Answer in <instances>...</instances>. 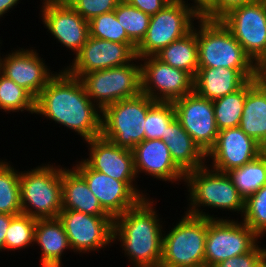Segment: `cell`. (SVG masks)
<instances>
[{
    "label": "cell",
    "instance_id": "6da1fadb",
    "mask_svg": "<svg viewBox=\"0 0 266 267\" xmlns=\"http://www.w3.org/2000/svg\"><path fill=\"white\" fill-rule=\"evenodd\" d=\"M35 99V114L54 121L83 141L101 135L102 110L86 95L79 78L57 70Z\"/></svg>",
    "mask_w": 266,
    "mask_h": 267
},
{
    "label": "cell",
    "instance_id": "7a4b0ae2",
    "mask_svg": "<svg viewBox=\"0 0 266 267\" xmlns=\"http://www.w3.org/2000/svg\"><path fill=\"white\" fill-rule=\"evenodd\" d=\"M150 198L141 199L134 207L114 218L113 243H121L122 252L132 267H160L166 225L157 213V203Z\"/></svg>",
    "mask_w": 266,
    "mask_h": 267
},
{
    "label": "cell",
    "instance_id": "3957f363",
    "mask_svg": "<svg viewBox=\"0 0 266 267\" xmlns=\"http://www.w3.org/2000/svg\"><path fill=\"white\" fill-rule=\"evenodd\" d=\"M183 186L187 188L188 206L185 213L207 219H220L214 217L206 209L237 212L240 217L244 210V198L240 195L232 180L225 172L210 169L208 164L187 172ZM206 208V209H203ZM205 210V211H204Z\"/></svg>",
    "mask_w": 266,
    "mask_h": 267
},
{
    "label": "cell",
    "instance_id": "277c9868",
    "mask_svg": "<svg viewBox=\"0 0 266 267\" xmlns=\"http://www.w3.org/2000/svg\"><path fill=\"white\" fill-rule=\"evenodd\" d=\"M198 67L239 70L248 80L259 78L257 65L220 20L197 22Z\"/></svg>",
    "mask_w": 266,
    "mask_h": 267
},
{
    "label": "cell",
    "instance_id": "5b68a950",
    "mask_svg": "<svg viewBox=\"0 0 266 267\" xmlns=\"http://www.w3.org/2000/svg\"><path fill=\"white\" fill-rule=\"evenodd\" d=\"M51 164L20 171L22 214L36 219L58 217L62 210V166Z\"/></svg>",
    "mask_w": 266,
    "mask_h": 267
},
{
    "label": "cell",
    "instance_id": "8992f818",
    "mask_svg": "<svg viewBox=\"0 0 266 267\" xmlns=\"http://www.w3.org/2000/svg\"><path fill=\"white\" fill-rule=\"evenodd\" d=\"M175 224L163 230L160 267H205L207 218L184 212Z\"/></svg>",
    "mask_w": 266,
    "mask_h": 267
},
{
    "label": "cell",
    "instance_id": "52a82bcc",
    "mask_svg": "<svg viewBox=\"0 0 266 267\" xmlns=\"http://www.w3.org/2000/svg\"><path fill=\"white\" fill-rule=\"evenodd\" d=\"M156 102L146 94L119 100L102 110L101 135L115 145L132 150L144 141L147 111Z\"/></svg>",
    "mask_w": 266,
    "mask_h": 267
},
{
    "label": "cell",
    "instance_id": "ba28073f",
    "mask_svg": "<svg viewBox=\"0 0 266 267\" xmlns=\"http://www.w3.org/2000/svg\"><path fill=\"white\" fill-rule=\"evenodd\" d=\"M79 79L86 95L103 110L109 104L141 93V62L136 57L124 66L83 74Z\"/></svg>",
    "mask_w": 266,
    "mask_h": 267
},
{
    "label": "cell",
    "instance_id": "9c48e42d",
    "mask_svg": "<svg viewBox=\"0 0 266 267\" xmlns=\"http://www.w3.org/2000/svg\"><path fill=\"white\" fill-rule=\"evenodd\" d=\"M199 18L190 6L172 0L150 17L147 33L136 48V56H155L162 48L188 34Z\"/></svg>",
    "mask_w": 266,
    "mask_h": 267
},
{
    "label": "cell",
    "instance_id": "30bf717a",
    "mask_svg": "<svg viewBox=\"0 0 266 267\" xmlns=\"http://www.w3.org/2000/svg\"><path fill=\"white\" fill-rule=\"evenodd\" d=\"M229 218L223 216L220 219H207L205 267H215L218 263L243 255L258 243L261 244L262 239L242 220Z\"/></svg>",
    "mask_w": 266,
    "mask_h": 267
},
{
    "label": "cell",
    "instance_id": "8fae6325",
    "mask_svg": "<svg viewBox=\"0 0 266 267\" xmlns=\"http://www.w3.org/2000/svg\"><path fill=\"white\" fill-rule=\"evenodd\" d=\"M72 167L85 179L90 191L97 197L101 207L114 219L134 207L149 193L139 189L137 181H119L91 169L82 159Z\"/></svg>",
    "mask_w": 266,
    "mask_h": 267
},
{
    "label": "cell",
    "instance_id": "7c38bea8",
    "mask_svg": "<svg viewBox=\"0 0 266 267\" xmlns=\"http://www.w3.org/2000/svg\"><path fill=\"white\" fill-rule=\"evenodd\" d=\"M57 218L65 229L74 253H99L113 244L114 219L111 216H95L62 209Z\"/></svg>",
    "mask_w": 266,
    "mask_h": 267
},
{
    "label": "cell",
    "instance_id": "4fadbf2b",
    "mask_svg": "<svg viewBox=\"0 0 266 267\" xmlns=\"http://www.w3.org/2000/svg\"><path fill=\"white\" fill-rule=\"evenodd\" d=\"M219 20L256 65L266 56V9L260 0L235 7Z\"/></svg>",
    "mask_w": 266,
    "mask_h": 267
},
{
    "label": "cell",
    "instance_id": "5bb4252c",
    "mask_svg": "<svg viewBox=\"0 0 266 267\" xmlns=\"http://www.w3.org/2000/svg\"><path fill=\"white\" fill-rule=\"evenodd\" d=\"M139 61L141 93L155 102H174L193 92L194 78L188 72L165 64L155 56L139 58Z\"/></svg>",
    "mask_w": 266,
    "mask_h": 267
},
{
    "label": "cell",
    "instance_id": "9a60e30c",
    "mask_svg": "<svg viewBox=\"0 0 266 267\" xmlns=\"http://www.w3.org/2000/svg\"><path fill=\"white\" fill-rule=\"evenodd\" d=\"M39 19L56 42L75 57L90 36L89 21L80 16L65 0H40ZM42 17V18H41Z\"/></svg>",
    "mask_w": 266,
    "mask_h": 267
},
{
    "label": "cell",
    "instance_id": "2e32d148",
    "mask_svg": "<svg viewBox=\"0 0 266 267\" xmlns=\"http://www.w3.org/2000/svg\"><path fill=\"white\" fill-rule=\"evenodd\" d=\"M135 44H124L88 37L72 63L64 69L72 76L79 78L83 74L103 69L120 67L131 63L136 56Z\"/></svg>",
    "mask_w": 266,
    "mask_h": 267
},
{
    "label": "cell",
    "instance_id": "e0dca14e",
    "mask_svg": "<svg viewBox=\"0 0 266 267\" xmlns=\"http://www.w3.org/2000/svg\"><path fill=\"white\" fill-rule=\"evenodd\" d=\"M176 119L199 147L207 152L215 145L218 132L213 101L194 91L173 102Z\"/></svg>",
    "mask_w": 266,
    "mask_h": 267
},
{
    "label": "cell",
    "instance_id": "ac0fdd59",
    "mask_svg": "<svg viewBox=\"0 0 266 267\" xmlns=\"http://www.w3.org/2000/svg\"><path fill=\"white\" fill-rule=\"evenodd\" d=\"M7 54L0 57V72L36 99L56 72L51 71V66L45 64L46 59L33 47L13 48Z\"/></svg>",
    "mask_w": 266,
    "mask_h": 267
},
{
    "label": "cell",
    "instance_id": "d6986e66",
    "mask_svg": "<svg viewBox=\"0 0 266 267\" xmlns=\"http://www.w3.org/2000/svg\"><path fill=\"white\" fill-rule=\"evenodd\" d=\"M265 149L239 126L220 130L215 145L207 152L210 168L225 172L255 160Z\"/></svg>",
    "mask_w": 266,
    "mask_h": 267
},
{
    "label": "cell",
    "instance_id": "ffe728a7",
    "mask_svg": "<svg viewBox=\"0 0 266 267\" xmlns=\"http://www.w3.org/2000/svg\"><path fill=\"white\" fill-rule=\"evenodd\" d=\"M88 156L82 160L91 168L119 181H139L137 179L132 150L115 145L102 135L84 141Z\"/></svg>",
    "mask_w": 266,
    "mask_h": 267
},
{
    "label": "cell",
    "instance_id": "44dd1931",
    "mask_svg": "<svg viewBox=\"0 0 266 267\" xmlns=\"http://www.w3.org/2000/svg\"><path fill=\"white\" fill-rule=\"evenodd\" d=\"M134 169L154 179L179 185L185 181V173L174 163L168 146L161 139L144 140L133 149ZM177 182V183H176Z\"/></svg>",
    "mask_w": 266,
    "mask_h": 267
},
{
    "label": "cell",
    "instance_id": "7402d4cb",
    "mask_svg": "<svg viewBox=\"0 0 266 267\" xmlns=\"http://www.w3.org/2000/svg\"><path fill=\"white\" fill-rule=\"evenodd\" d=\"M239 127L266 150V83L261 77L246 82Z\"/></svg>",
    "mask_w": 266,
    "mask_h": 267
},
{
    "label": "cell",
    "instance_id": "603a6c76",
    "mask_svg": "<svg viewBox=\"0 0 266 267\" xmlns=\"http://www.w3.org/2000/svg\"><path fill=\"white\" fill-rule=\"evenodd\" d=\"M248 79L237 69L198 67L193 91L211 101L239 90Z\"/></svg>",
    "mask_w": 266,
    "mask_h": 267
},
{
    "label": "cell",
    "instance_id": "cb8c5ba5",
    "mask_svg": "<svg viewBox=\"0 0 266 267\" xmlns=\"http://www.w3.org/2000/svg\"><path fill=\"white\" fill-rule=\"evenodd\" d=\"M34 245L41 252L40 267H63L62 257L71 251L68 237L58 218L37 219Z\"/></svg>",
    "mask_w": 266,
    "mask_h": 267
},
{
    "label": "cell",
    "instance_id": "d4e9b609",
    "mask_svg": "<svg viewBox=\"0 0 266 267\" xmlns=\"http://www.w3.org/2000/svg\"><path fill=\"white\" fill-rule=\"evenodd\" d=\"M162 140L168 146L174 163L186 174L204 166L206 153L183 129L180 122L175 119L162 136Z\"/></svg>",
    "mask_w": 266,
    "mask_h": 267
},
{
    "label": "cell",
    "instance_id": "484cf974",
    "mask_svg": "<svg viewBox=\"0 0 266 267\" xmlns=\"http://www.w3.org/2000/svg\"><path fill=\"white\" fill-rule=\"evenodd\" d=\"M62 209L95 216H110L90 191L85 179L72 167H62Z\"/></svg>",
    "mask_w": 266,
    "mask_h": 267
},
{
    "label": "cell",
    "instance_id": "4316f807",
    "mask_svg": "<svg viewBox=\"0 0 266 267\" xmlns=\"http://www.w3.org/2000/svg\"><path fill=\"white\" fill-rule=\"evenodd\" d=\"M155 57L165 64L188 72L194 78L198 71L196 22L188 34L162 48Z\"/></svg>",
    "mask_w": 266,
    "mask_h": 267
},
{
    "label": "cell",
    "instance_id": "83f0119b",
    "mask_svg": "<svg viewBox=\"0 0 266 267\" xmlns=\"http://www.w3.org/2000/svg\"><path fill=\"white\" fill-rule=\"evenodd\" d=\"M244 200L266 184V150L255 160L227 172Z\"/></svg>",
    "mask_w": 266,
    "mask_h": 267
},
{
    "label": "cell",
    "instance_id": "f1b7e54d",
    "mask_svg": "<svg viewBox=\"0 0 266 267\" xmlns=\"http://www.w3.org/2000/svg\"><path fill=\"white\" fill-rule=\"evenodd\" d=\"M0 213L22 214L20 171L7 159H0Z\"/></svg>",
    "mask_w": 266,
    "mask_h": 267
},
{
    "label": "cell",
    "instance_id": "f546056e",
    "mask_svg": "<svg viewBox=\"0 0 266 267\" xmlns=\"http://www.w3.org/2000/svg\"><path fill=\"white\" fill-rule=\"evenodd\" d=\"M246 99V83L237 91L213 101L217 129L238 127Z\"/></svg>",
    "mask_w": 266,
    "mask_h": 267
},
{
    "label": "cell",
    "instance_id": "4dcf8cb0",
    "mask_svg": "<svg viewBox=\"0 0 266 267\" xmlns=\"http://www.w3.org/2000/svg\"><path fill=\"white\" fill-rule=\"evenodd\" d=\"M0 110L10 112H28L35 115V98L23 87L16 84L0 72Z\"/></svg>",
    "mask_w": 266,
    "mask_h": 267
},
{
    "label": "cell",
    "instance_id": "1f68e13d",
    "mask_svg": "<svg viewBox=\"0 0 266 267\" xmlns=\"http://www.w3.org/2000/svg\"><path fill=\"white\" fill-rule=\"evenodd\" d=\"M114 12L128 38L138 46L147 33L151 16L129 5L124 0L118 3Z\"/></svg>",
    "mask_w": 266,
    "mask_h": 267
},
{
    "label": "cell",
    "instance_id": "d6a6232c",
    "mask_svg": "<svg viewBox=\"0 0 266 267\" xmlns=\"http://www.w3.org/2000/svg\"><path fill=\"white\" fill-rule=\"evenodd\" d=\"M37 219L28 215H16L10 222L5 237V251L25 250L34 246Z\"/></svg>",
    "mask_w": 266,
    "mask_h": 267
},
{
    "label": "cell",
    "instance_id": "836d02e7",
    "mask_svg": "<svg viewBox=\"0 0 266 267\" xmlns=\"http://www.w3.org/2000/svg\"><path fill=\"white\" fill-rule=\"evenodd\" d=\"M241 220L260 238L266 236V184L245 199Z\"/></svg>",
    "mask_w": 266,
    "mask_h": 267
},
{
    "label": "cell",
    "instance_id": "e575fe53",
    "mask_svg": "<svg viewBox=\"0 0 266 267\" xmlns=\"http://www.w3.org/2000/svg\"><path fill=\"white\" fill-rule=\"evenodd\" d=\"M176 119L173 102H156L145 119L144 140L161 139L167 127Z\"/></svg>",
    "mask_w": 266,
    "mask_h": 267
},
{
    "label": "cell",
    "instance_id": "d590c367",
    "mask_svg": "<svg viewBox=\"0 0 266 267\" xmlns=\"http://www.w3.org/2000/svg\"><path fill=\"white\" fill-rule=\"evenodd\" d=\"M89 32L93 38L124 44H134L128 38L122 25L118 22L114 11L92 18L89 21Z\"/></svg>",
    "mask_w": 266,
    "mask_h": 267
},
{
    "label": "cell",
    "instance_id": "8d00e7d4",
    "mask_svg": "<svg viewBox=\"0 0 266 267\" xmlns=\"http://www.w3.org/2000/svg\"><path fill=\"white\" fill-rule=\"evenodd\" d=\"M80 16L90 21L95 16L112 12L121 0H65Z\"/></svg>",
    "mask_w": 266,
    "mask_h": 267
},
{
    "label": "cell",
    "instance_id": "74e56055",
    "mask_svg": "<svg viewBox=\"0 0 266 267\" xmlns=\"http://www.w3.org/2000/svg\"><path fill=\"white\" fill-rule=\"evenodd\" d=\"M266 254V248L258 243L251 251L226 259L215 267H254L255 264Z\"/></svg>",
    "mask_w": 266,
    "mask_h": 267
},
{
    "label": "cell",
    "instance_id": "f35d334b",
    "mask_svg": "<svg viewBox=\"0 0 266 267\" xmlns=\"http://www.w3.org/2000/svg\"><path fill=\"white\" fill-rule=\"evenodd\" d=\"M254 1L255 0H213L212 5L200 17L209 20H219L231 9Z\"/></svg>",
    "mask_w": 266,
    "mask_h": 267
},
{
    "label": "cell",
    "instance_id": "ab89813d",
    "mask_svg": "<svg viewBox=\"0 0 266 267\" xmlns=\"http://www.w3.org/2000/svg\"><path fill=\"white\" fill-rule=\"evenodd\" d=\"M129 5L152 16L167 6L172 0H124Z\"/></svg>",
    "mask_w": 266,
    "mask_h": 267
},
{
    "label": "cell",
    "instance_id": "60d3db41",
    "mask_svg": "<svg viewBox=\"0 0 266 267\" xmlns=\"http://www.w3.org/2000/svg\"><path fill=\"white\" fill-rule=\"evenodd\" d=\"M14 215L0 213V252H5V237Z\"/></svg>",
    "mask_w": 266,
    "mask_h": 267
},
{
    "label": "cell",
    "instance_id": "b9f144b4",
    "mask_svg": "<svg viewBox=\"0 0 266 267\" xmlns=\"http://www.w3.org/2000/svg\"><path fill=\"white\" fill-rule=\"evenodd\" d=\"M183 4L190 6L199 16H201L211 5L213 0H190L193 3H189V0H177Z\"/></svg>",
    "mask_w": 266,
    "mask_h": 267
},
{
    "label": "cell",
    "instance_id": "7bdbcfd3",
    "mask_svg": "<svg viewBox=\"0 0 266 267\" xmlns=\"http://www.w3.org/2000/svg\"><path fill=\"white\" fill-rule=\"evenodd\" d=\"M21 3V0H0V19L11 12L17 4ZM11 10V11H10Z\"/></svg>",
    "mask_w": 266,
    "mask_h": 267
},
{
    "label": "cell",
    "instance_id": "ee69618b",
    "mask_svg": "<svg viewBox=\"0 0 266 267\" xmlns=\"http://www.w3.org/2000/svg\"><path fill=\"white\" fill-rule=\"evenodd\" d=\"M257 71L260 77L266 72V56L257 64Z\"/></svg>",
    "mask_w": 266,
    "mask_h": 267
},
{
    "label": "cell",
    "instance_id": "f6af8a7d",
    "mask_svg": "<svg viewBox=\"0 0 266 267\" xmlns=\"http://www.w3.org/2000/svg\"><path fill=\"white\" fill-rule=\"evenodd\" d=\"M254 267H266V254L255 264Z\"/></svg>",
    "mask_w": 266,
    "mask_h": 267
},
{
    "label": "cell",
    "instance_id": "bcb514c9",
    "mask_svg": "<svg viewBox=\"0 0 266 267\" xmlns=\"http://www.w3.org/2000/svg\"><path fill=\"white\" fill-rule=\"evenodd\" d=\"M261 78H262L263 81L266 83V72L261 76Z\"/></svg>",
    "mask_w": 266,
    "mask_h": 267
},
{
    "label": "cell",
    "instance_id": "7dc6e473",
    "mask_svg": "<svg viewBox=\"0 0 266 267\" xmlns=\"http://www.w3.org/2000/svg\"><path fill=\"white\" fill-rule=\"evenodd\" d=\"M264 6V8L266 9V0H260Z\"/></svg>",
    "mask_w": 266,
    "mask_h": 267
},
{
    "label": "cell",
    "instance_id": "c3c4849f",
    "mask_svg": "<svg viewBox=\"0 0 266 267\" xmlns=\"http://www.w3.org/2000/svg\"><path fill=\"white\" fill-rule=\"evenodd\" d=\"M2 41H3V40L0 39V44H1L0 47L2 46ZM0 49H1V48H0ZM0 57H1V53H0Z\"/></svg>",
    "mask_w": 266,
    "mask_h": 267
}]
</instances>
